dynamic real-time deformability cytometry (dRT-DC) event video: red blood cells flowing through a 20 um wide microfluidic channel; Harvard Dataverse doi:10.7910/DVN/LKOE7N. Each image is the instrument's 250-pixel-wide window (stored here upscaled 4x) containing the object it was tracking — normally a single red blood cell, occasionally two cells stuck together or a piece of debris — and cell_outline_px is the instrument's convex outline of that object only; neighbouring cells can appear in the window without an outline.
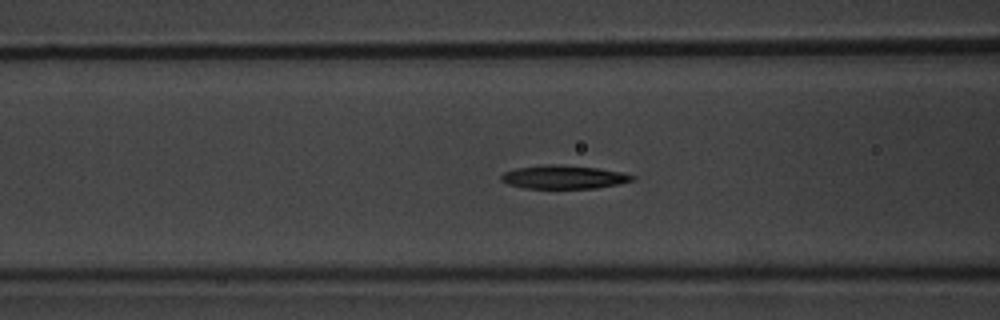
{"species": "common noctule bat (a hibernating species)", "species_latin": "Nyctalus noctula", "temperature_condition": "warm", "stored_images_in_passage": 47, "camera_frame_rate_fps": 3000, "um_per_image_px": 0.085, "animal": {"sex": "male", "body_mass_g": 20.1, "forearm_length_mm": 53.5}, "frame": {"image": 1, "passage_image": 15, "time_ms": 4.667, "image_size_px": [1000, 320], "cell_outline_px": [[636, 180], [620, 184], [596, 188], [524, 188], [508, 184], [500, 180], [500, 176], [504, 172], [516, 168], [544, 164], [556, 164], [596, 168], [624, 172], [636, 176]], "centroid_in_image_um": [47.95, 15.05], "position_along_channel_um": 118.7, "area_um2": 18.09}}
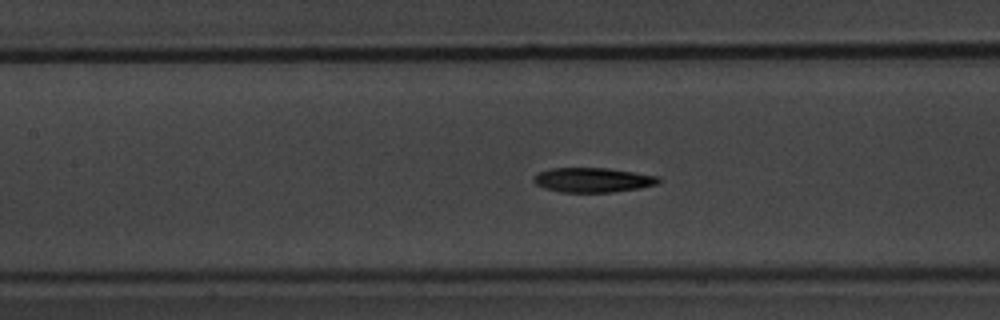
{"frame": {"image": 2, "passage_image": 18, "time_ms": 5.667, "image_size_px": [1000, 320], "cell_outline_px": [[660, 180], [656, 184], [640, 188], [612, 192], [560, 192], [544, 188], [536, 184], [532, 180], [540, 172], [552, 168], [608, 168], [660, 176]], "centroid_in_image_um": [50.4, 15.3], "position_along_channel_um": 157.0, "area_um2": 17.8}}
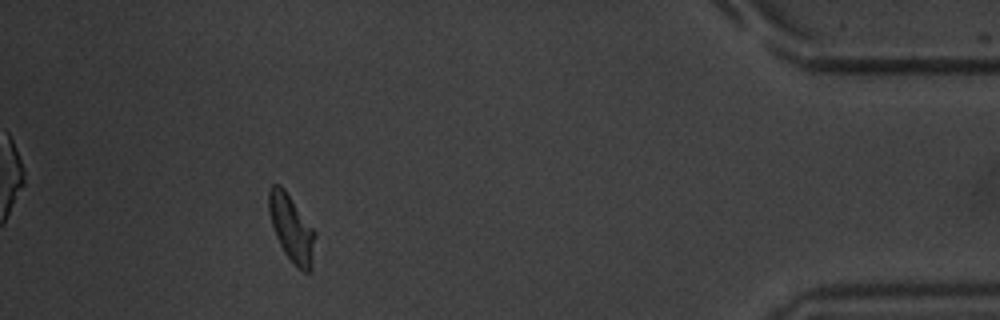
{"frame": {"image": 3, "passage_image": 42, "time_ms": 13.667, "image_size_px": [1000, 320], "cell_outline_px": [[316, 236], [312, 268], [308, 272], [304, 272], [284, 252], [276, 236], [268, 212], [268, 192], [272, 184], [280, 184], [284, 188], [316, 232]], "centroid_in_image_um": [24.78, 19.37], "position_along_channel_um": 410.4, "area_um2": 17.86}, "authors_computed_cell_mechanics": {"area_um2": 17.918, "velocity_mm_per_s": 3.816, "shape_relaxation_time_tau1_ms": 3.6731, "shape_relaxation_time_tau2_ms": 5.8268, "deformation_change_tau1": 0.1451, "deformation_change_tau2": 0.1458}}